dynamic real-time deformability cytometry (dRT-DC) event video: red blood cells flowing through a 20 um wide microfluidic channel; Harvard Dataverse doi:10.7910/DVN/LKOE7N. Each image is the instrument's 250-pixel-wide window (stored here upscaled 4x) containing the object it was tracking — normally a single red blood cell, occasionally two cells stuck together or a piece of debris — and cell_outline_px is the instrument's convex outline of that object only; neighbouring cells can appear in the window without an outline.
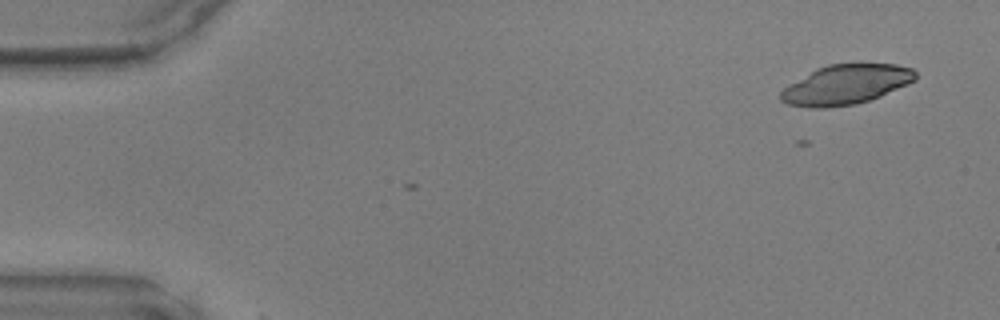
{"species": "common noctule bat (a hibernating species)", "species_latin": "Nyctalus noctula", "temperature_condition": "warm", "stored_images_in_passage": 3, "camera_frame_rate_fps": 3000, "um_per_image_px": 0.085, "animal": {"sex": "male", "body_mass_g": 17.9, "forearm_length_mm": 54.2}, "frame": {"image": 1, "passage_image": 3, "time_ms": 0.667, "image_size_px": [1000, 320], "cell_outline_px": [[916, 80], [908, 84], [880, 96], [856, 104], [828, 108], [812, 108], [788, 104], [780, 100], [780, 92], [788, 84], [816, 68], [828, 64], [860, 60], [896, 64], [912, 68], [916, 72]], "centroid_in_image_um": [71.93, 7.13], "position_along_channel_um": 13.1, "area_um2": 32.19}}